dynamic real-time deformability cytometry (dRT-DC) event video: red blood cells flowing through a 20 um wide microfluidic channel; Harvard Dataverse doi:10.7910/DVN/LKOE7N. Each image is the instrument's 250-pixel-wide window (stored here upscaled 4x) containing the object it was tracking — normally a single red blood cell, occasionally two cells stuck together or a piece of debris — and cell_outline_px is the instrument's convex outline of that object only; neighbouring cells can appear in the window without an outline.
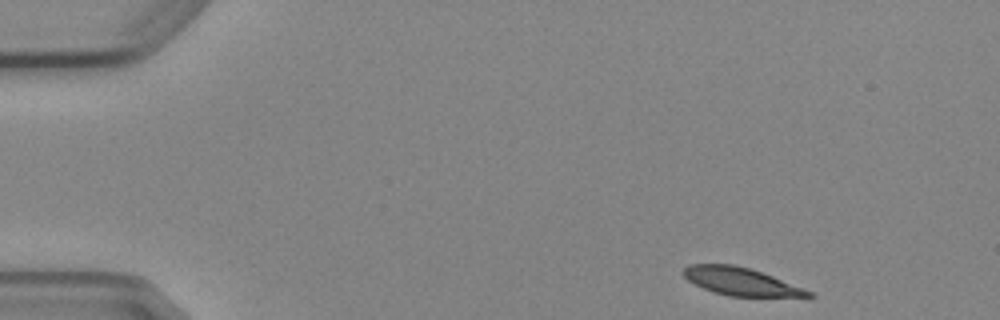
{"species": "Egyptian fruit bat (a non-hibernating species)", "species_latin": "Rousettus aegyptiacus", "temperature_condition": "cold", "stored_images_in_passage": 4, "camera_frame_rate_fps": 3000, "um_per_image_px": 0.085, "animal": {"sex": "female"}, "frame": {"image": 1, "passage_image": 1, "time_ms": 0.0, "image_size_px": [1000, 320], "cell_outline_px": [[816, 296], [728, 296], [704, 288], [688, 280], [680, 272], [688, 264], [732, 264], [752, 268], [812, 292]], "centroid_in_image_um": [62.91, 23.9], "position_along_channel_um": 22.1, "area_um2": 19.88}}
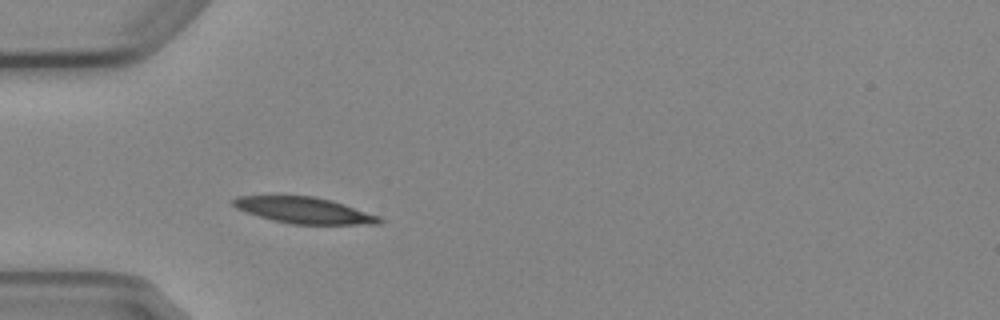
{"frame": {"image": 2, "passage_image": 4, "time_ms": 3.333, "image_size_px": [1000, 320], "cell_outline_px": [[384, 220], [380, 224], [292, 224], [272, 220], [236, 208], [228, 200], [236, 196], [312, 196], [332, 200], [380, 216]], "centroid_in_image_um": [25.85, 17.87], "position_along_channel_um": 59.1, "area_um2": 22.25}}